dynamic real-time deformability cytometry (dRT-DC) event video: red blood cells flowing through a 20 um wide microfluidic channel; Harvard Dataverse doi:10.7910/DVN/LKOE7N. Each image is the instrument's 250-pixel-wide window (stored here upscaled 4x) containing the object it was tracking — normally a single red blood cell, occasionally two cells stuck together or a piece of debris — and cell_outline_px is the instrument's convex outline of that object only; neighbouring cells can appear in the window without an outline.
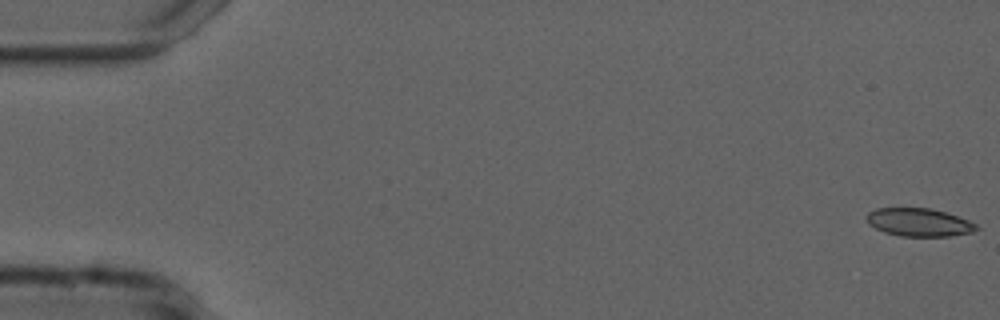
{"species": "common noctule bat (a hibernating species)", "species_latin": "Nyctalus noctula", "temperature_condition": "cold", "stored_images_in_passage": 56, "camera_frame_rate_fps": 3000, "um_per_image_px": 0.085, "animal": {"sex": "male", "forearm_length_mm": 52.5}, "frame": {"image": 1, "passage_image": 1, "time_ms": 0.0, "image_size_px": [1000, 320], "cell_outline_px": [[980, 228], [972, 232], [948, 236], [900, 236], [884, 232], [868, 224], [868, 212], [876, 208], [932, 208], [968, 220], [976, 224]], "centroid_in_image_um": [78.11, 18.9], "position_along_channel_um": 6.9, "area_um2": 17.8}}
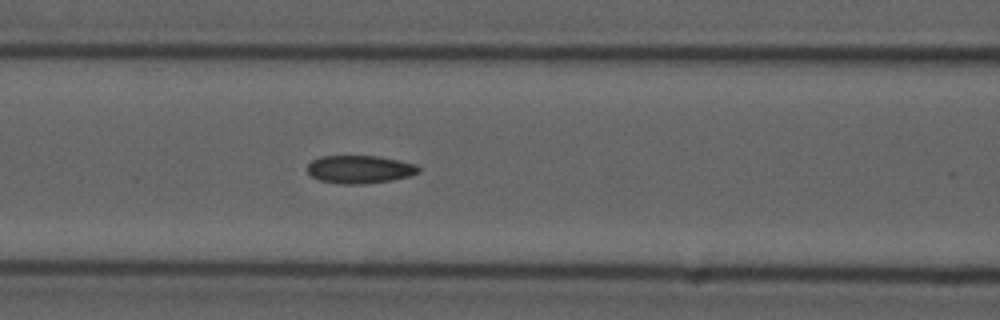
{"frame": {"image": 2, "passage_image": 23, "time_ms": 7.333, "image_size_px": [1000, 320], "cell_outline_px": [[420, 172], [408, 176], [392, 180], [364, 184], [340, 184], [320, 180], [312, 176], [308, 172], [308, 164], [312, 160], [320, 156], [376, 156], [416, 164], [420, 168]], "centroid_in_image_um": [30.57, 14.4], "position_along_channel_um": 136.0, "area_um2": 18.03}}
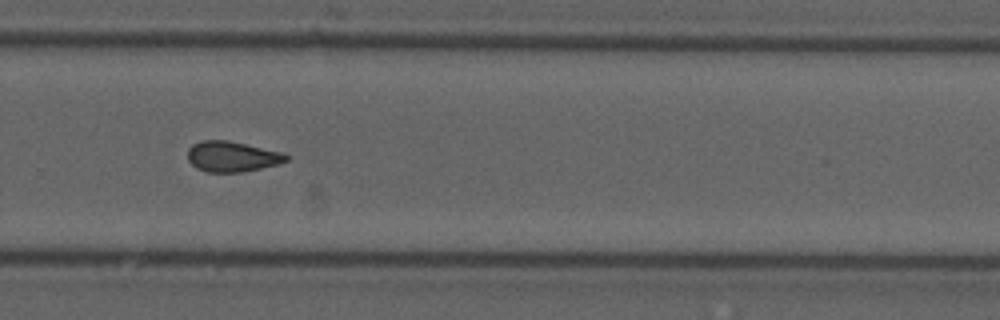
{"frame": {"image": 3, "passage_image": 37, "time_ms": 12.0, "image_size_px": [1000, 320], "cell_outline_px": [[288, 160], [280, 164], [244, 172], [204, 172], [196, 168], [188, 160], [188, 148], [192, 144], [204, 140], [228, 140], [284, 152], [288, 156]], "centroid_in_image_um": [19.74, 13.31], "position_along_channel_um": 310.1, "area_um2": 17.74}}